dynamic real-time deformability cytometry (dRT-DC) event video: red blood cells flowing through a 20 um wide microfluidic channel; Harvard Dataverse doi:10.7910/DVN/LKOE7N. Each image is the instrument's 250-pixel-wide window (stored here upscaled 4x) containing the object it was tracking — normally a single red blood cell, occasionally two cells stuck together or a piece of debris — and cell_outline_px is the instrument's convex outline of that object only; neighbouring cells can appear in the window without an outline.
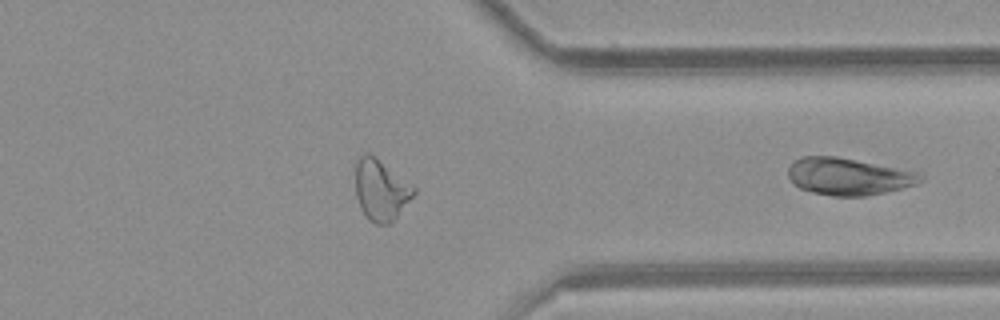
{"species": "common noctule bat (a hibernating species)", "species_latin": "Nyctalus noctula", "temperature_condition": "room temperature", "stored_images_in_passage": 21, "segment_of_instrument_passage": [2, 2], "camera_frame_rate_fps": 3000, "um_per_image_px": 0.085, "animal": {"sex": "female", "body_mass_g": 21.9}, "frame": {"image": 1, "passage_image": 21, "time_ms": 6.667, "image_size_px": [1000, 320], "cell_outline_px": [[924, 180], [916, 184], [884, 192], [864, 196], [832, 196], [812, 192], [800, 188], [788, 176], [788, 168], [792, 160], [800, 156], [836, 156], [916, 172], [924, 176]], "centroid_in_image_um": [72.07, 14.99], "position_along_channel_um": 339.3, "area_um2": 28.32}}